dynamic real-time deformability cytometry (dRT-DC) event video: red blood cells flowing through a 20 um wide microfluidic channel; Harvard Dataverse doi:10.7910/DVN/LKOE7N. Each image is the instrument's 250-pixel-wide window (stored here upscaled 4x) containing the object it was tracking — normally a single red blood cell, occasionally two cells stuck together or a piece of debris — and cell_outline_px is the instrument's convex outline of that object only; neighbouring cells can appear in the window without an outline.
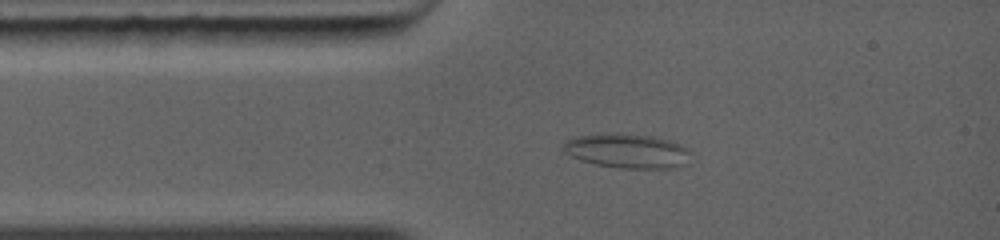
{"species": "common noctule bat (a hibernating species)", "species_latin": "Nyctalus noctula", "temperature_condition": "warm", "stored_images_in_passage": 6, "camera_frame_rate_fps": 5000, "um_per_image_px": 0.085, "animal": {"sex": "female", "body_mass_g": 19.0, "forearm_length_mm": 56.7}, "frame": {"image": 1, "passage_image": 1, "time_ms": 0.0, "image_size_px": [1000, 240], "cell_outline_px": [[688, 152], [680, 164], [672, 168], [620, 168], [596, 164], [580, 160], [564, 152], [564, 144], [568, 140], [576, 136], [652, 136], [672, 140], [688, 148]], "centroid_in_image_um": [53.3, 12.86], "position_along_channel_um": 31.7, "area_um2": 24.04}}
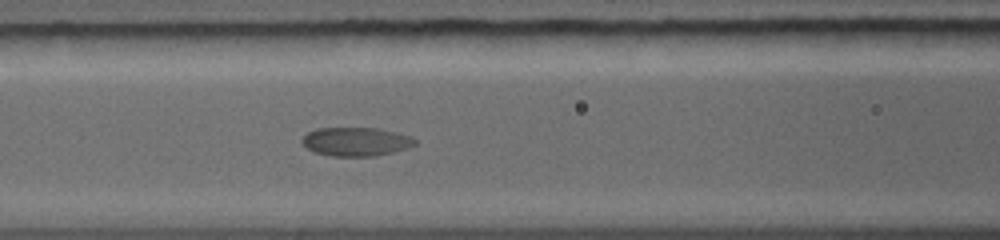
{"frame": {"image": 2, "passage_image": 4, "time_ms": 2.6, "image_size_px": [1000, 240], "cell_outline_px": [[416, 144], [408, 148], [392, 152], [372, 156], [332, 156], [316, 152], [308, 148], [300, 140], [308, 132], [316, 128], [376, 128], [412, 136], [416, 140]], "centroid_in_image_um": [30.27, 12.03], "position_along_channel_um": 136.3, "area_um2": 18.73}}
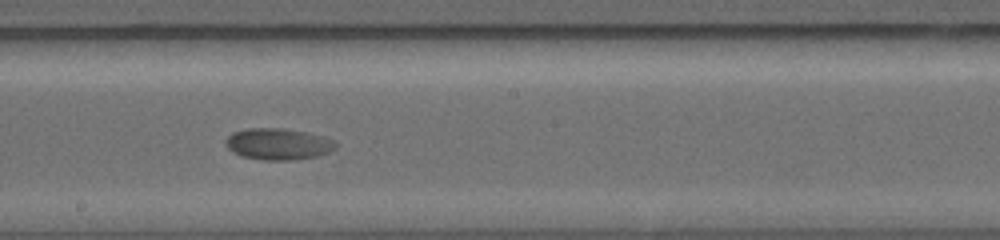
{"frame": {"image": 3, "passage_image": 6, "time_ms": 4.6, "image_size_px": [1000, 240], "cell_outline_px": [[336, 148], [328, 152], [316, 156], [288, 160], [264, 160], [244, 156], [232, 152], [228, 148], [224, 140], [232, 132], [248, 128], [284, 128], [308, 132], [336, 140]], "centroid_in_image_um": [23.64, 12.22], "position_along_channel_um": 224.6, "area_um2": 20.17}}